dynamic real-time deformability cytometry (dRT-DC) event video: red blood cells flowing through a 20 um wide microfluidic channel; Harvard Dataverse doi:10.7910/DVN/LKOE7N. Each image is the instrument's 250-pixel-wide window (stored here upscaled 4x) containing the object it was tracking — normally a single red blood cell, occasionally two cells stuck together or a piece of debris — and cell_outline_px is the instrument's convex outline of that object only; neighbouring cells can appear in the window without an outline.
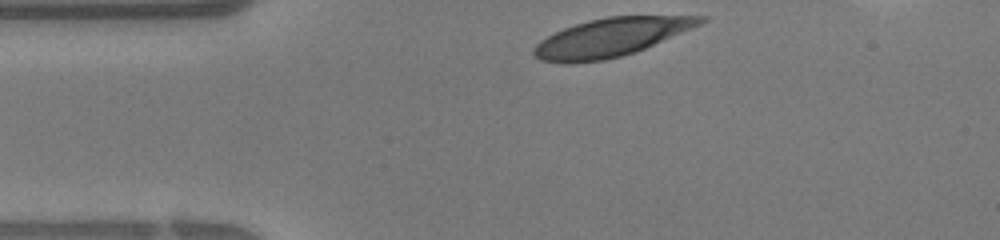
{"species": "human", "species_latin": "Homo sapiens", "temperature_condition": "warm", "stored_images_in_passage": 25, "camera_frame_rate_fps": 3000, "um_per_image_px": 0.085, "donor": {"sex": "female"}, "frame": {"image": 1, "passage_image": 1, "time_ms": 0.0, "image_size_px": [1000, 240], "cell_outline_px": [[708, 20], [692, 28], [644, 48], [620, 56], [604, 60], [540, 60], [532, 56], [532, 48], [540, 40], [564, 28], [588, 20], [608, 16], [708, 16]], "centroid_in_image_um": [51.96, 3.13], "position_along_channel_um": 33.0, "area_um2": 36.01}}
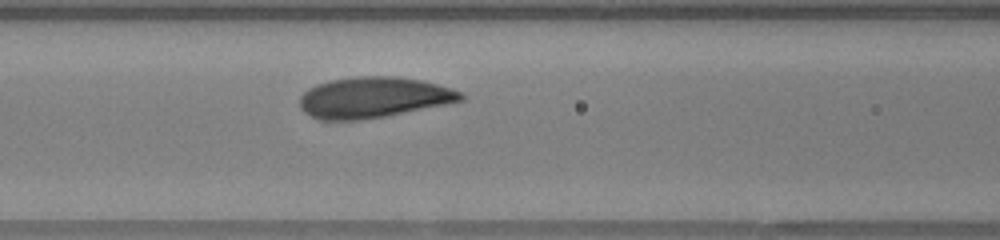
{"frame": {"image": 2, "passage_image": 9, "time_ms": 2.667, "image_size_px": [1000, 240], "cell_outline_px": [[464, 100], [384, 116], [356, 120], [324, 120], [312, 116], [304, 112], [300, 108], [300, 96], [308, 88], [316, 84], [328, 80], [356, 76], [396, 76], [420, 80], [452, 88], [460, 92], [464, 96]], "centroid_in_image_um": [31.7, 8.27], "position_along_channel_um": 134.9, "area_um2": 38.03}}
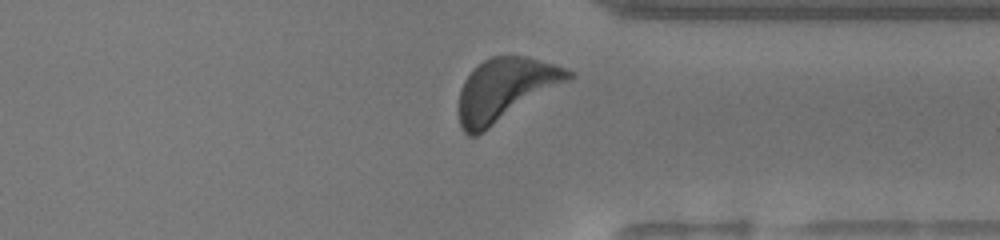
{"frame": {"image": 3, "passage_image": 23, "time_ms": 7.333, "image_size_px": [1000, 240], "cell_outline_px": [[576, 76], [484, 132], [476, 136], [468, 136], [464, 132], [460, 124], [460, 88], [464, 80], [472, 68], [484, 60], [492, 56], [524, 56], [552, 64], [564, 68], [572, 72]], "centroid_in_image_um": [42.93, 7.62], "position_along_channel_um": 368.5, "area_um2": 39.71}}